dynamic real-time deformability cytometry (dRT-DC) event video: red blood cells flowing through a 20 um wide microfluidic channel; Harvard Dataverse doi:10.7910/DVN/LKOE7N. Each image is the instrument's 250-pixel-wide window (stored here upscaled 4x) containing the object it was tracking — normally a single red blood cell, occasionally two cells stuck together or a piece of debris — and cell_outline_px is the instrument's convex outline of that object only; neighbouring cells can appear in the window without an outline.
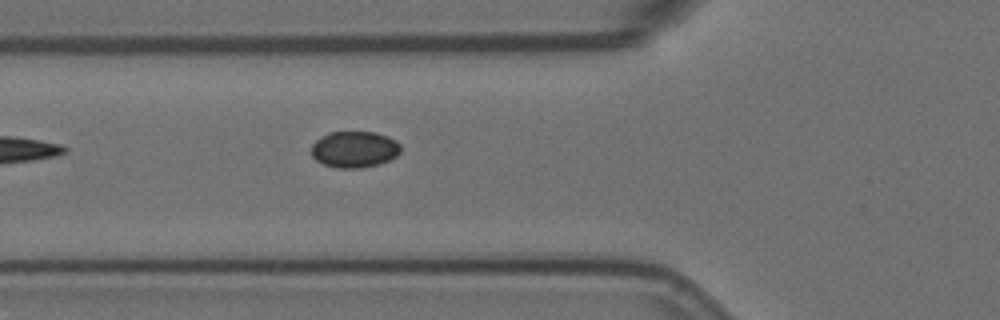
{"species": "Egyptian fruit bat (a non-hibernating species)", "species_latin": "Rousettus aegyptiacus", "temperature_condition": "room temperature", "stored_images_in_passage": 7, "camera_frame_rate_fps": 3000, "um_per_image_px": 0.085, "animal": {"sex": "female"}, "frame": {"image": 1, "passage_image": 7, "time_ms": 2.0, "image_size_px": [1000, 320], "cell_outline_px": [[400, 152], [396, 156], [388, 160], [376, 164], [360, 168], [336, 168], [324, 164], [316, 160], [312, 156], [312, 144], [320, 136], [328, 132], [376, 132], [388, 136], [396, 140], [400, 144]], "centroid_in_image_um": [30.11, 12.68], "position_along_channel_um": 95.7, "area_um2": 18.96}}